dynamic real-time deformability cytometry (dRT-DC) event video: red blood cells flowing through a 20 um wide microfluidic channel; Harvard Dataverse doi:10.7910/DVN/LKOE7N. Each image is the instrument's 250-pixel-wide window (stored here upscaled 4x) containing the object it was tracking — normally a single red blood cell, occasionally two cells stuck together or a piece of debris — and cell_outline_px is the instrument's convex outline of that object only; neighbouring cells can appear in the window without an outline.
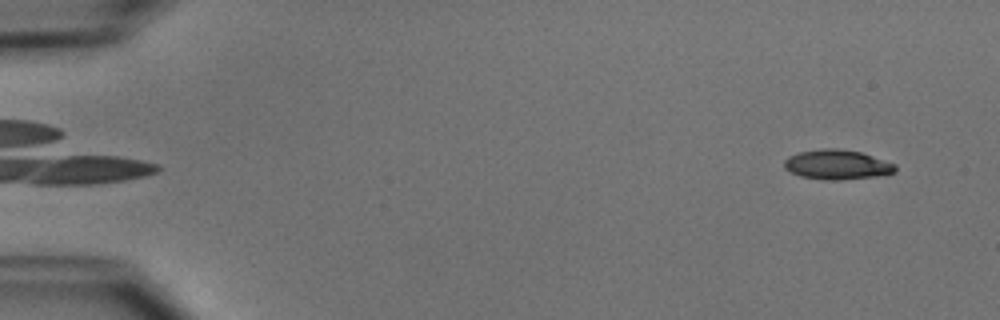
{"species": "common noctule bat (a hibernating species)", "species_latin": "Nyctalus noctula", "temperature_condition": "cold", "stored_images_in_passage": 50, "camera_frame_rate_fps": 3000, "um_per_image_px": 0.085, "animal": {"sex": "male", "body_mass_g": 15.6}, "frame": {"image": 1, "passage_image": 2, "time_ms": 0.333, "image_size_px": [1000, 320], "cell_outline_px": [[896, 172], [876, 176], [840, 180], [832, 180], [800, 176], [784, 168], [784, 160], [788, 156], [800, 152], [820, 148], [836, 148], [860, 152], [896, 164]], "centroid_in_image_um": [71.15, 13.98], "position_along_channel_um": 13.9, "area_um2": 19.07}}
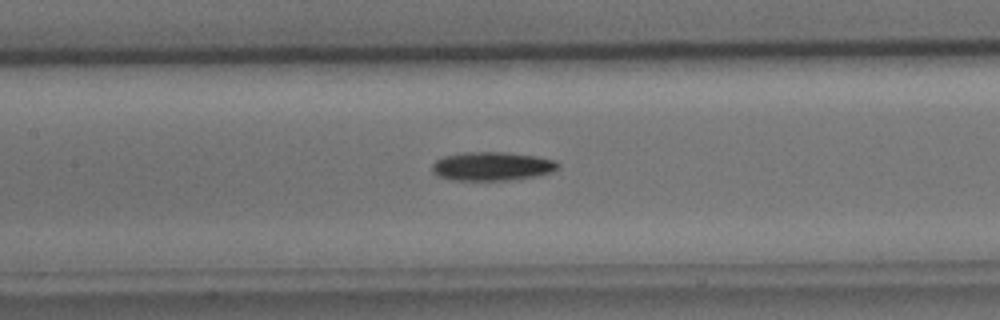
{"frame": {"image": 2, "passage_image": 23, "time_ms": 7.333, "image_size_px": [1000, 320], "cell_outline_px": [[560, 164], [552, 172], [536, 176], [508, 180], [452, 180], [440, 176], [432, 172], [432, 164], [436, 160], [444, 156], [464, 152], [504, 152], [536, 156], [556, 160]], "centroid_in_image_um": [41.82, 14.13], "position_along_channel_um": 165.6, "area_um2": 21.04}}
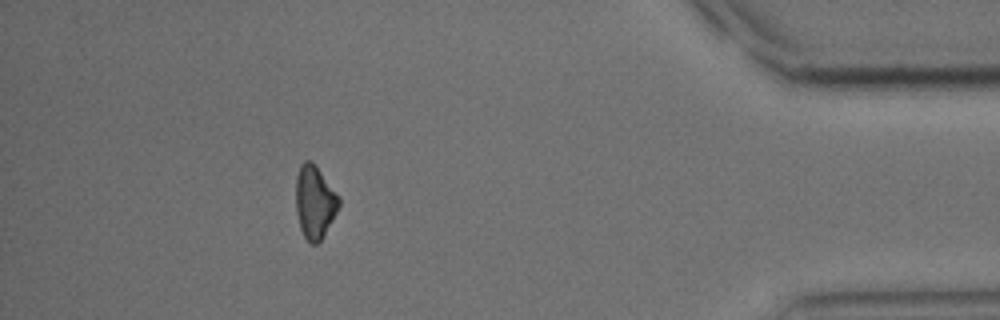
{"frame": {"image": 3, "passage_image": 45, "time_ms": 14.667, "image_size_px": [1000, 320], "cell_outline_px": [[340, 204], [324, 236], [316, 244], [312, 244], [304, 236], [300, 228], [296, 212], [296, 176], [300, 164], [304, 160], [312, 160], [316, 164], [340, 196]], "centroid_in_image_um": [26.75, 17.12], "position_along_channel_um": 408.4, "area_um2": 18.55}, "authors_computed_cell_mechanics": {"area_um2": 19.2474, "velocity_mm_per_s": 3.934, "shape_relaxation_time_tau1_ms": 3.2459, "shape_relaxation_time_tau2_ms": null, "deformation_change_tau1": 0.1075, "deformation_change_tau2": null}}